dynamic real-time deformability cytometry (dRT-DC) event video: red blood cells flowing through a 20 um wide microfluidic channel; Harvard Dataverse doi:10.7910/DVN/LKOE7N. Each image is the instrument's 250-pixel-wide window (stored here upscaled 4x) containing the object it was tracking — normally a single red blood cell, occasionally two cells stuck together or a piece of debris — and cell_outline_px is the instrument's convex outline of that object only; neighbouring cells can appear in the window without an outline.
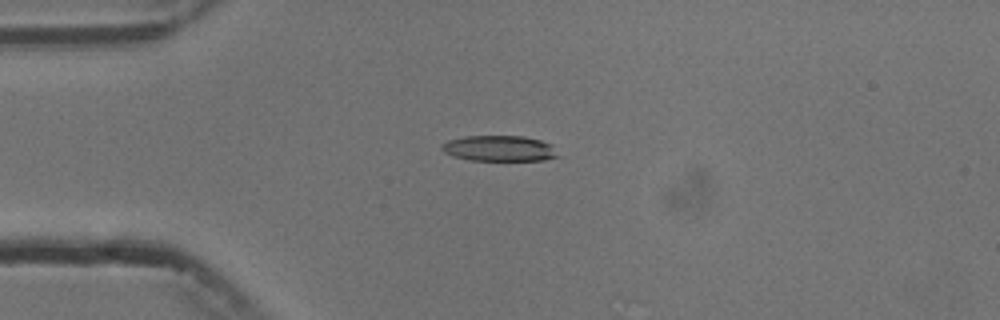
{"species": "common noctule bat (a hibernating species)", "species_latin": "Nyctalus noctula", "temperature_condition": "cold", "stored_images_in_passage": 8, "camera_frame_rate_fps": 3000, "um_per_image_px": 0.085, "animal": {"sex": "male", "body_mass_g": 13.3}, "frame": {"image": 1, "passage_image": 4, "time_ms": 3.667, "image_size_px": [1000, 320], "cell_outline_px": [[560, 156], [544, 160], [472, 160], [452, 156], [444, 152], [440, 148], [440, 144], [448, 140], [464, 136], [524, 136], [540, 140], [552, 144]], "centroid_in_image_um": [42.43, 12.61], "position_along_channel_um": 42.6, "area_um2": 17.51}}
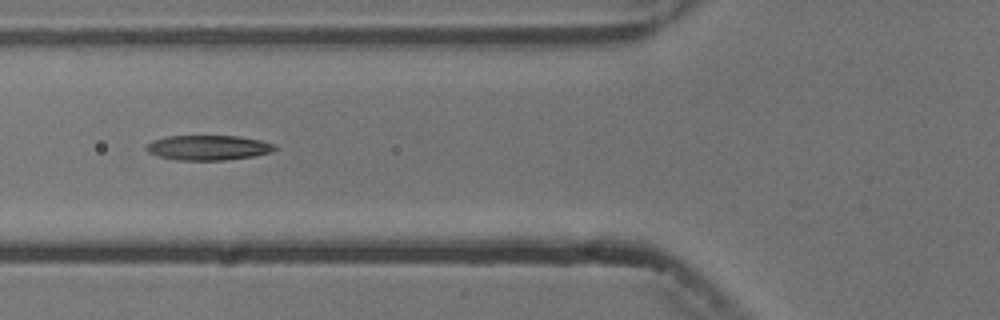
{"frame": {"image": 2, "passage_image": 6, "time_ms": 6.0, "image_size_px": [1000, 320], "cell_outline_px": [[276, 148], [272, 152], [252, 156], [224, 160], [180, 160], [160, 156], [148, 152], [144, 148], [152, 140], [168, 136], [240, 136], [260, 140], [276, 144]], "centroid_in_image_um": [17.71, 12.54], "position_along_channel_um": 108.1, "area_um2": 18.55}}
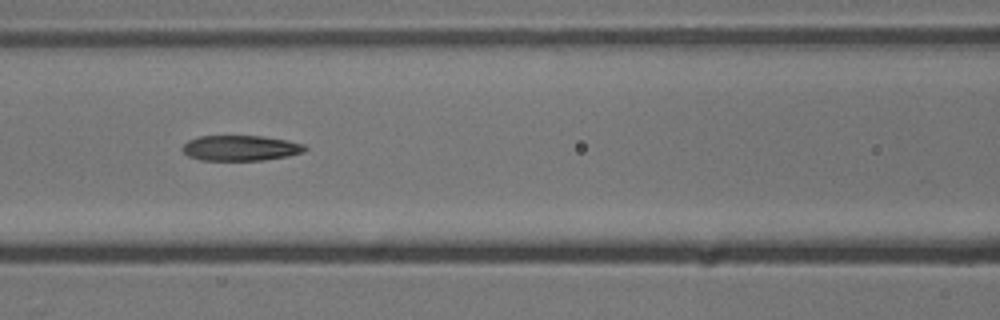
{"frame": {"image": 3, "passage_image": 7, "time_ms": 7.0, "image_size_px": [1000, 320], "cell_outline_px": [[308, 148], [304, 152], [288, 156], [260, 160], [200, 160], [188, 156], [180, 148], [188, 140], [200, 136], [264, 136], [288, 140], [304, 144]], "centroid_in_image_um": [20.45, 12.58], "position_along_channel_um": 146.1, "area_um2": 18.21}}